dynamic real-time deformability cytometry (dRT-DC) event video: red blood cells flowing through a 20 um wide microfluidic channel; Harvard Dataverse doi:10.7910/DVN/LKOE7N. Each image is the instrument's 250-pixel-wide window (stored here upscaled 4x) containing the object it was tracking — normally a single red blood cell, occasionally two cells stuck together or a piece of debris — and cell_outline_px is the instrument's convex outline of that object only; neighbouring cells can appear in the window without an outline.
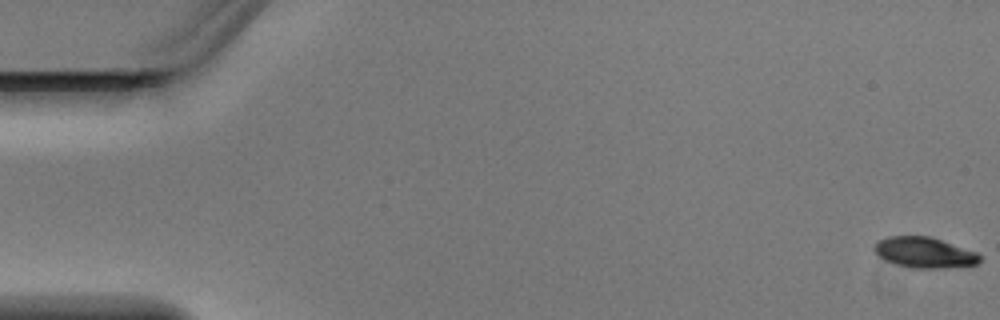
{"species": "Egyptian fruit bat (a non-hibernating species)", "species_latin": "Rousettus aegyptiacus", "temperature_condition": "warm", "stored_images_in_passage": 4, "camera_frame_rate_fps": 3000, "um_per_image_px": 0.085, "animal": {"sex": "male"}, "frame": {"image": 1, "passage_image": 1, "time_ms": 0.0, "image_size_px": [1000, 320], "cell_outline_px": [[980, 260], [976, 264], [944, 268], [912, 268], [896, 264], [884, 260], [872, 248], [880, 240], [888, 236], [928, 236], [976, 252], [980, 256]], "centroid_in_image_um": [78.54, 21.47], "position_along_channel_um": 6.5, "area_um2": 18.5}}
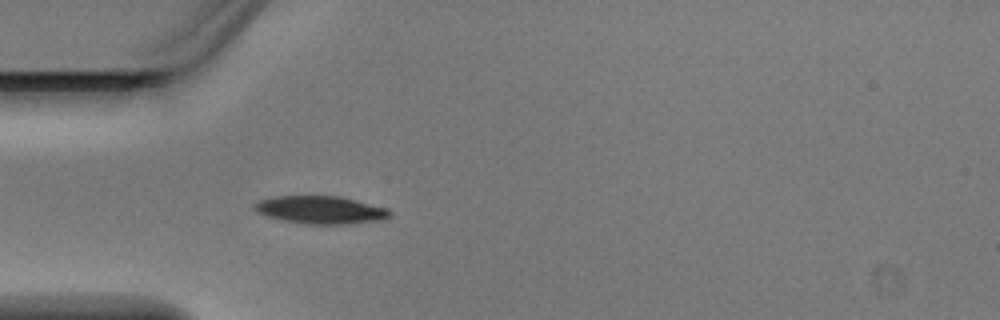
{"frame": {"image": 2, "passage_image": 4, "time_ms": 1.0, "image_size_px": [1000, 320], "cell_outline_px": [[392, 216], [384, 220], [348, 224], [304, 224], [284, 220], [268, 216], [256, 212], [252, 208], [260, 200], [276, 196], [340, 196], [388, 208], [392, 212]], "centroid_in_image_um": [27.31, 17.85], "position_along_channel_um": 57.7, "area_um2": 22.02}}